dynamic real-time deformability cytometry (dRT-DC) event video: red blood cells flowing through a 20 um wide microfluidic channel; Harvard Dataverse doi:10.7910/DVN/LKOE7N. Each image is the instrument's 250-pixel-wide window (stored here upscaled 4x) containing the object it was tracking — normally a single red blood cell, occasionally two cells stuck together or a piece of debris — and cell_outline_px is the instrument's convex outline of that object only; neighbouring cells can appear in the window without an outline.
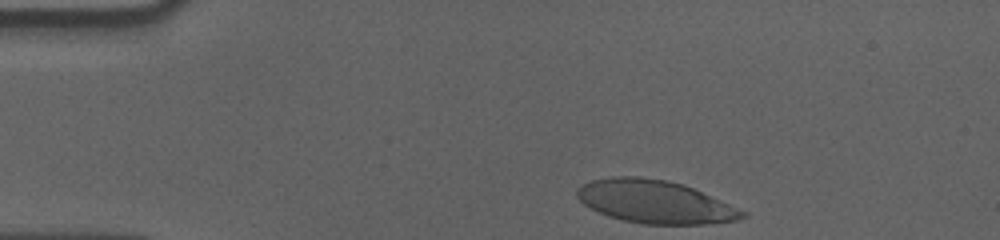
{"species": "human", "species_latin": "Homo sapiens", "temperature_condition": "cold", "stored_images_in_passage": 38, "camera_frame_rate_fps": 3000, "um_per_image_px": 0.085, "donor": {"sex": "male"}, "frame": {"image": 1, "passage_image": 1, "time_ms": 0.0, "image_size_px": [1000, 240], "cell_outline_px": [[748, 216], [736, 220], [704, 224], [644, 224], [624, 220], [608, 216], [584, 204], [576, 196], [576, 188], [592, 180], [612, 176], [640, 176], [668, 180], [684, 184], [748, 212]], "centroid_in_image_um": [55.68, 17.14], "position_along_channel_um": 29.3, "area_um2": 41.38}}
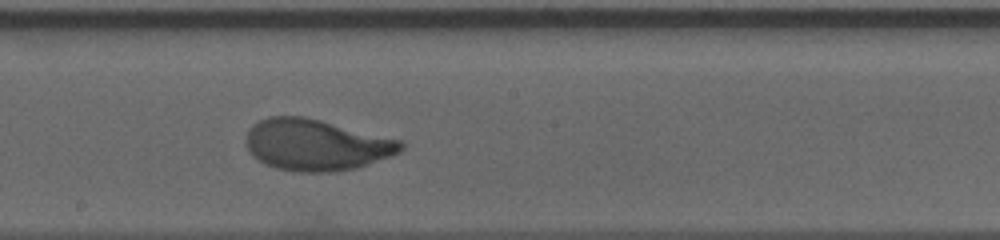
{"frame": {"image": 2, "passage_image": 23, "time_ms": 7.333, "image_size_px": [1000, 240], "cell_outline_px": [[404, 148], [400, 152], [392, 156], [356, 168], [336, 172], [296, 172], [276, 168], [252, 156], [248, 148], [248, 128], [252, 124], [268, 116], [304, 116], [404, 140]], "centroid_in_image_um": [26.93, 12.31], "position_along_channel_um": 221.3, "area_um2": 46.53}}
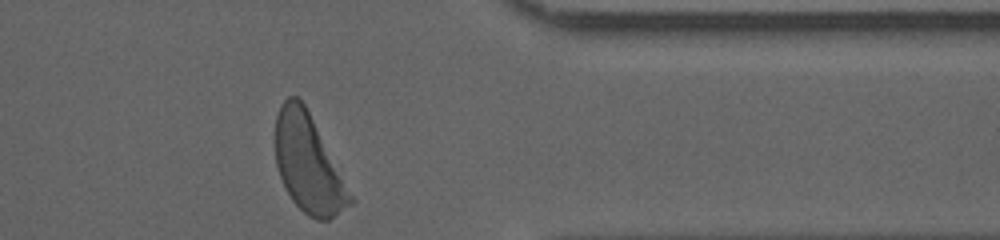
{"frame": {"image": 3, "passage_image": 38, "time_ms": 12.333, "image_size_px": [1000, 240], "cell_outline_px": [[356, 200], [352, 204], [328, 220], [316, 220], [308, 216], [292, 200], [280, 176], [276, 164], [276, 116], [280, 104], [288, 96], [296, 96], [304, 104]], "centroid_in_image_um": [26.22, 13.94], "position_along_channel_um": 385.2, "area_um2": 42.14}, "authors_computed_cell_mechanics": {"area_um2": 44.7083, "velocity_mm_per_s": 3.5288, "shape_relaxation_time_tau1_ms": 3.2522, "shape_relaxation_time_tau2_ms": null, "deformation_change_tau1": 0.1886, "deformation_change_tau2": null}}